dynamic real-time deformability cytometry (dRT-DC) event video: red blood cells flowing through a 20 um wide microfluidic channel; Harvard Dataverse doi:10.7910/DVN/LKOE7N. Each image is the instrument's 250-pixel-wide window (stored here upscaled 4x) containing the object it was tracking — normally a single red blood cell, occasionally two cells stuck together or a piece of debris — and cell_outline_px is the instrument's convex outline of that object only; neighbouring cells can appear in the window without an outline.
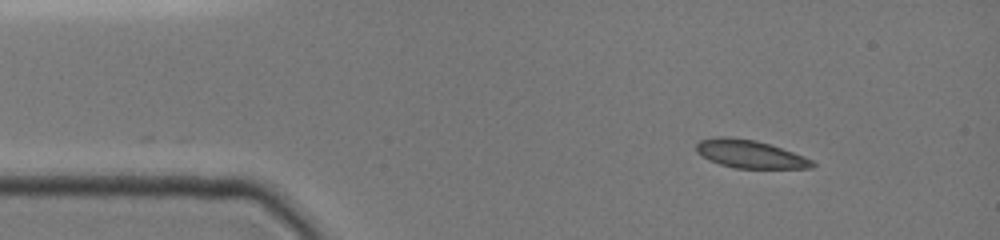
{"species": "common noctule bat (a hibernating species)", "species_latin": "Nyctalus noctula", "temperature_condition": "cold", "stored_images_in_passage": 40, "camera_frame_rate_fps": 3000, "um_per_image_px": 0.085, "animal": {"sex": "female", "body_mass_g": 19.0, "forearm_length_mm": 51.5}, "frame": {"image": 1, "passage_image": 1, "time_ms": 0.0, "image_size_px": [1000, 240], "cell_outline_px": [[816, 164], [812, 168], [736, 168], [720, 164], [696, 152], [696, 144], [700, 140], [716, 136], [724, 136], [756, 140], [804, 156], [812, 160]], "centroid_in_image_um": [63.74, 13.09], "position_along_channel_um": 21.3, "area_um2": 18.67}}
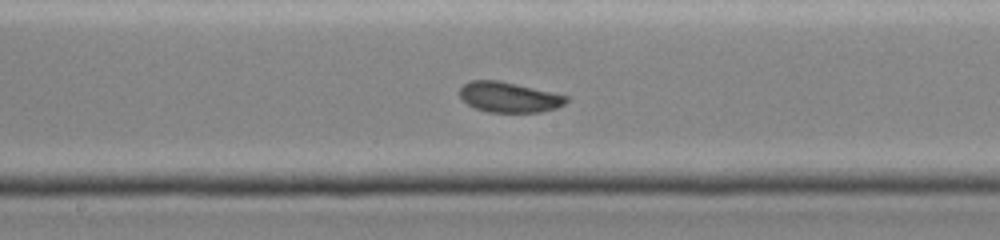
{"frame": {"image": 2, "passage_image": 17, "time_ms": 5.333, "image_size_px": [1000, 240], "cell_outline_px": [[568, 100], [564, 104], [556, 108], [540, 112], [488, 112], [476, 108], [468, 104], [460, 96], [460, 88], [464, 84], [472, 80], [496, 80], [516, 84], [568, 96]], "centroid_in_image_um": [43.26, 8.26], "position_along_channel_um": 204.9, "area_um2": 18.55}}
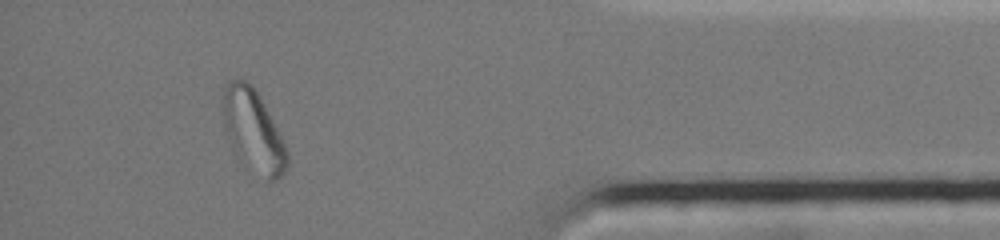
{"frame": {"image": 3, "passage_image": 35, "time_ms": 11.333, "image_size_px": [1000, 240], "cell_outline_px": [[288, 164], [284, 172], [276, 180], [268, 180], [244, 164], [232, 148], [228, 140], [220, 116], [220, 88], [228, 80], [236, 76], [252, 84], [260, 96], [288, 152]], "centroid_in_image_um": [21.41, 11.0], "position_along_channel_um": 413.8, "area_um2": 31.44}, "authors_computed_cell_mechanics": {"area_um2": 19.3341, "velocity_mm_per_s": 3.9328, "shape_relaxation_time_tau1_ms": null, "shape_relaxation_time_tau2_ms": 4.0008, "deformation_change_tau1": null, "deformation_change_tau2": 0.0762}}